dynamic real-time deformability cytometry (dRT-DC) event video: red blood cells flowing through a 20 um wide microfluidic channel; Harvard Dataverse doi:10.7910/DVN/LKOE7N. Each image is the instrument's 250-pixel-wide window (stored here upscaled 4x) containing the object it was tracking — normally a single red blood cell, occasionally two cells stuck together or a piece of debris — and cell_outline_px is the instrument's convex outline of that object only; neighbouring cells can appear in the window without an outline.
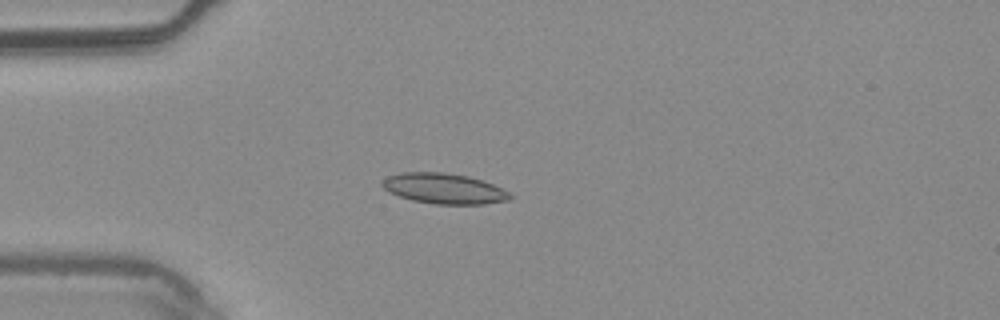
{"species": "common noctule bat (a hibernating species)", "species_latin": "Nyctalus noctula", "temperature_condition": "warm", "stored_images_in_passage": 3, "camera_frame_rate_fps": 3000, "um_per_image_px": 0.085, "animal": {"sex": "male", "body_mass_g": 20.4}, "frame": {"image": 1, "passage_image": 3, "time_ms": 0.667, "image_size_px": [1000, 320], "cell_outline_px": [[512, 196], [508, 200], [484, 204], [436, 204], [412, 200], [388, 192], [380, 184], [388, 176], [400, 172], [444, 172], [468, 176], [492, 184], [508, 192]], "centroid_in_image_um": [37.7, 16.02], "position_along_channel_um": 47.3, "area_um2": 22.48}}